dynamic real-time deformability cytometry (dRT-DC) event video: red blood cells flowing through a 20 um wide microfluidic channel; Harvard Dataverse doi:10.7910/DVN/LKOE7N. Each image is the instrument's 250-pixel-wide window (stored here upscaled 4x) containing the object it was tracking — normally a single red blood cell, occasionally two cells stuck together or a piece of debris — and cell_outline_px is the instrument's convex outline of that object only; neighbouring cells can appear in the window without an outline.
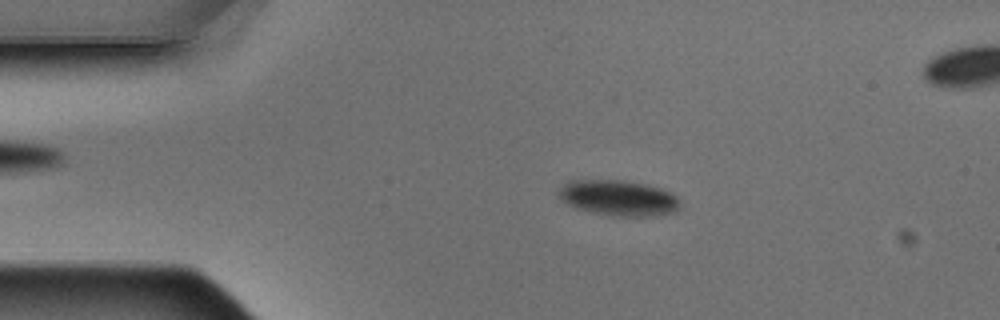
{"species": "Egyptian fruit bat (a non-hibernating species)", "species_latin": "Rousettus aegyptiacus", "temperature_condition": "warm", "stored_images_in_passage": 6, "camera_frame_rate_fps": 3000, "um_per_image_px": 0.085, "animal": {"sex": "male"}, "frame": {"image": 1, "passage_image": 2, "time_ms": 0.333, "image_size_px": [1000, 320], "cell_outline_px": [[680, 208], [676, 212], [652, 216], [616, 216], [592, 212], [576, 208], [560, 200], [556, 192], [568, 180], [624, 180], [664, 188], [672, 192], [680, 200]], "centroid_in_image_um": [52.59, 16.82], "position_along_channel_um": 32.4, "area_um2": 25.55}}
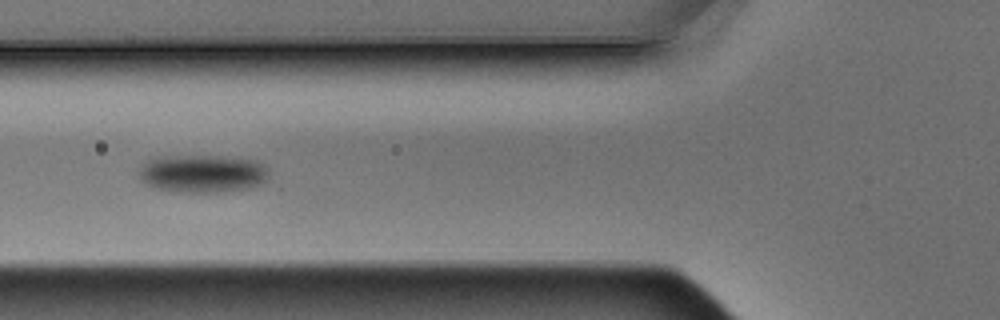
{"frame": {"image": 2, "passage_image": 5, "time_ms": 1.333, "image_size_px": [1000, 320], "cell_outline_px": [[268, 180], [264, 184], [248, 188], [216, 192], [172, 192], [156, 188], [140, 180], [136, 176], [136, 172], [140, 164], [148, 160], [164, 156], [224, 156], [260, 160], [268, 168]], "centroid_in_image_um": [17.21, 14.75], "position_along_channel_um": 108.6, "area_um2": 29.42}}